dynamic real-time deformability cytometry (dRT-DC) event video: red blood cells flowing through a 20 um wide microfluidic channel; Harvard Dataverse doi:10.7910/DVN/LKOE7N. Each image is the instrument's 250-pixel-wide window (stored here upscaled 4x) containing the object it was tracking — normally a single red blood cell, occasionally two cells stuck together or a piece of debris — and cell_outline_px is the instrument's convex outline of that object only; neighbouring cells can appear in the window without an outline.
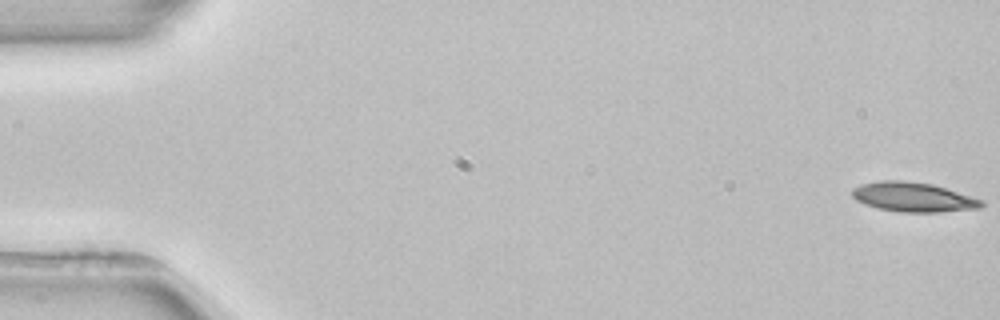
{"species": "common noctule bat (a hibernating species)", "species_latin": "Nyctalus noctula", "temperature_condition": "room temperature", "stored_images_in_passage": 4, "camera_frame_rate_fps": 3000, "um_per_image_px": 0.085, "animal": {"sex": "female", "body_mass_g": 22.7, "forearm_length_mm": 54.2}, "frame": {"image": 1, "passage_image": 1, "time_ms": 0.0, "image_size_px": [1000, 320], "cell_outline_px": [[984, 204], [980, 208], [940, 212], [900, 212], [880, 208], [856, 200], [852, 196], [852, 188], [864, 184], [880, 180], [904, 180], [932, 184], [984, 200]], "centroid_in_image_um": [77.65, 16.75], "position_along_channel_um": 7.3, "area_um2": 22.02}}
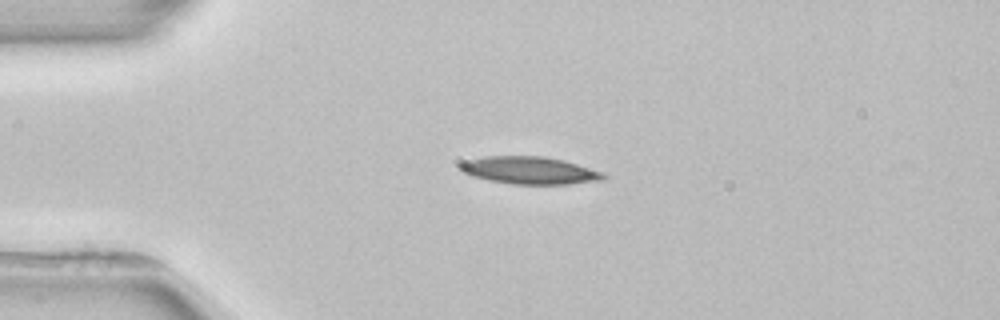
{"frame": {"image": 2, "passage_image": 3, "time_ms": 4.0, "image_size_px": [1000, 320], "cell_outline_px": [[608, 176], [604, 180], [568, 184], [512, 184], [488, 180], [472, 176], [460, 172], [460, 164], [468, 160], [484, 156], [544, 156], [564, 160], [604, 172]], "centroid_in_image_um": [45.04, 14.48], "position_along_channel_um": 40.0, "area_um2": 23.06}}
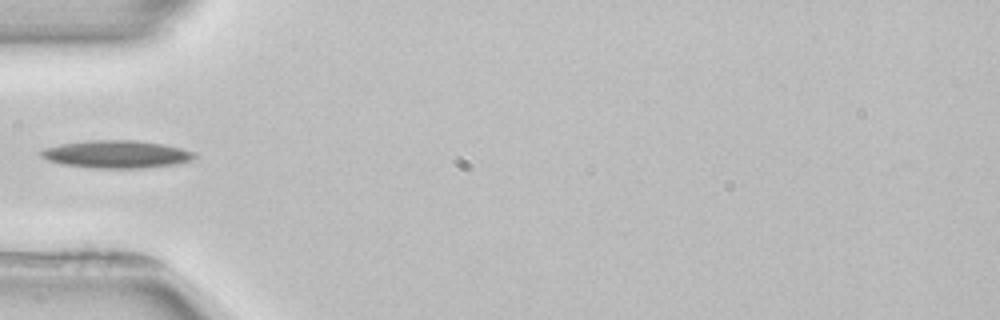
{"frame": {"image": 3, "passage_image": 4, "time_ms": 5.667, "image_size_px": [1000, 320], "cell_outline_px": [[196, 156], [192, 160], [180, 164], [144, 168], [92, 168], [64, 164], [48, 160], [40, 156], [40, 152], [44, 148], [60, 144], [88, 140], [136, 140], [164, 144], [196, 152]], "centroid_in_image_um": [9.94, 13.11], "position_along_channel_um": 75.1, "area_um2": 24.91}}